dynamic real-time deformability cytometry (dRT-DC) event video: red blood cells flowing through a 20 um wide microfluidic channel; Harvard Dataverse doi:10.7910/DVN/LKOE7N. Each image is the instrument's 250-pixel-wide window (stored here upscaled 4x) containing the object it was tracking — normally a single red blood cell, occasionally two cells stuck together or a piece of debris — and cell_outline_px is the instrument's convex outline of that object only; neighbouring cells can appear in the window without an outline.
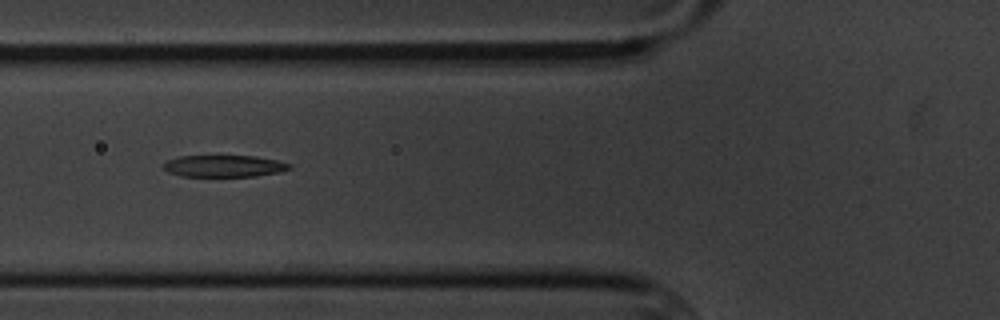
{"species": "common noctule bat (a hibernating species)", "species_latin": "Nyctalus noctula", "temperature_condition": "cold", "stored_images_in_passage": 9, "camera_frame_rate_fps": 3000, "um_per_image_px": 0.085, "animal": {"sex": "male", "body_mass_g": 20.1, "forearm_length_mm": 53.5}, "frame": {"image": 1, "passage_image": 6, "time_ms": 6.667, "image_size_px": [1000, 320], "cell_outline_px": [[292, 168], [276, 172], [256, 176], [180, 176], [168, 172], [164, 168], [164, 164], [168, 160], [180, 156], [256, 156], [276, 160], [292, 164]], "centroid_in_image_um": [19.05, 14.11], "position_along_channel_um": 106.8, "area_um2": 15.84}}
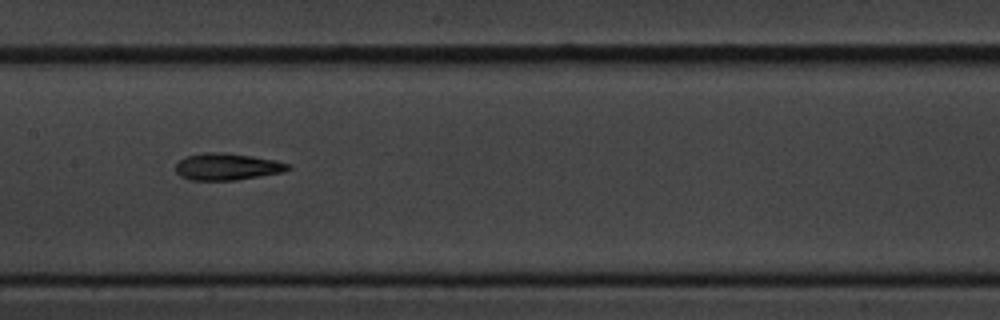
{"frame": {"image": 2, "passage_image": 8, "time_ms": 9.0, "image_size_px": [1000, 320], "cell_outline_px": [[292, 168], [284, 172], [236, 180], [188, 180], [180, 176], [176, 172], [176, 164], [184, 156], [204, 152], [224, 152], [252, 156], [276, 160], [288, 164]], "centroid_in_image_um": [19.29, 14.16], "position_along_channel_um": 188.1, "area_um2": 17.74}}
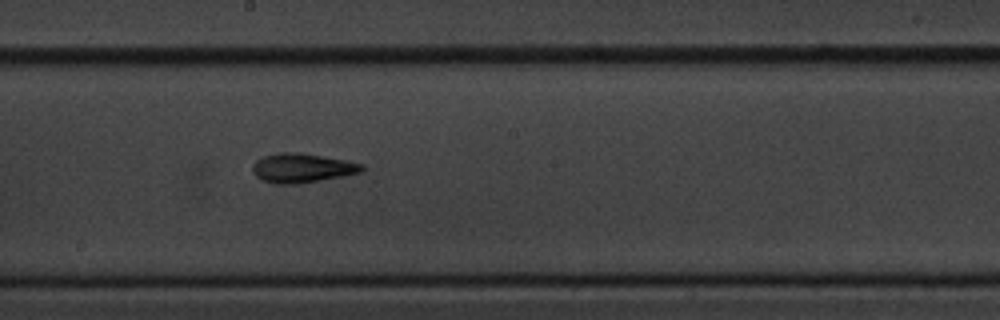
{"frame": {"image": 3, "passage_image": 9, "time_ms": 10.0, "image_size_px": [1000, 320], "cell_outline_px": [[364, 168], [360, 172], [344, 176], [320, 180], [292, 184], [276, 184], [264, 180], [256, 176], [252, 172], [252, 164], [256, 160], [264, 156], [280, 152], [296, 152], [344, 160], [364, 164]], "centroid_in_image_um": [25.65, 14.28], "position_along_channel_um": 222.6, "area_um2": 18.38}}